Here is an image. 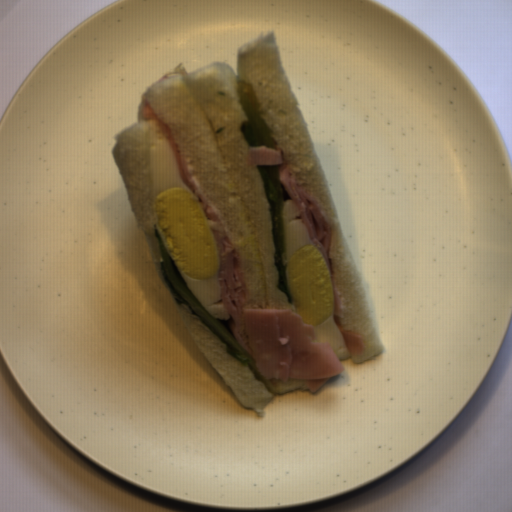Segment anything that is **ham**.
Wrapping results in <instances>:
<instances>
[{
    "instance_id": "ham-1",
    "label": "ham",
    "mask_w": 512,
    "mask_h": 512,
    "mask_svg": "<svg viewBox=\"0 0 512 512\" xmlns=\"http://www.w3.org/2000/svg\"><path fill=\"white\" fill-rule=\"evenodd\" d=\"M143 122H156L175 159L181 180L198 202L214 239L219 257L222 302L229 320H221L242 350L269 380H297L314 395L346 369L330 345L314 340V327L290 308L251 307L241 259L222 217L203 197L180 148L159 114L145 101ZM157 134V135H158Z\"/></svg>"
},
{
    "instance_id": "ham-2",
    "label": "ham",
    "mask_w": 512,
    "mask_h": 512,
    "mask_svg": "<svg viewBox=\"0 0 512 512\" xmlns=\"http://www.w3.org/2000/svg\"><path fill=\"white\" fill-rule=\"evenodd\" d=\"M248 164L254 168L257 165H279V180L283 203L288 200L295 202L298 213L295 218L300 219L311 245L322 253L327 265L333 292V319L343 337L349 356L353 358L360 356L366 347L362 336L343 329L341 324V299L337 275L331 258L330 223L322 215L314 195L297 182L292 163L283 153L281 147L273 148L268 145L249 146Z\"/></svg>"
}]
</instances>
